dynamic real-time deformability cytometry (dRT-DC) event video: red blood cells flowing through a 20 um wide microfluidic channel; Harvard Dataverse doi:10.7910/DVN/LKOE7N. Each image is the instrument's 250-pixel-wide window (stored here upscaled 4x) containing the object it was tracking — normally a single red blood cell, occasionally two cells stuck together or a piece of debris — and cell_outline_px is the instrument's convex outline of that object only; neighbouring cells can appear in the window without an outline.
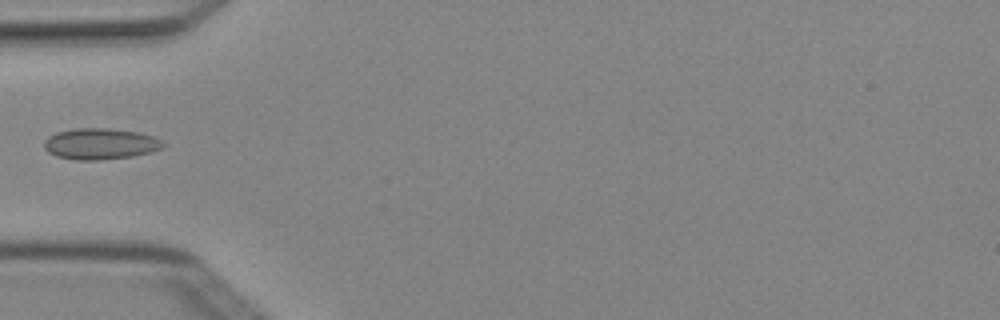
{"species": "Egyptian fruit bat (a non-hibernating species)", "species_latin": "Rousettus aegyptiacus", "temperature_condition": "cold", "stored_images_in_passage": 2, "camera_frame_rate_fps": 3000, "um_per_image_px": 0.085, "animal": {"sex": "female"}, "frame": {"image": 1, "passage_image": 2, "time_ms": 0.333, "image_size_px": [1000, 320], "cell_outline_px": [[164, 148], [152, 152], [132, 156], [100, 160], [76, 160], [56, 156], [48, 152], [44, 148], [44, 140], [48, 136], [56, 132], [76, 128], [108, 128], [140, 132], [152, 136], [160, 140], [164, 144]], "centroid_in_image_um": [8.52, 12.22], "position_along_channel_um": 76.5, "area_um2": 21.73}}